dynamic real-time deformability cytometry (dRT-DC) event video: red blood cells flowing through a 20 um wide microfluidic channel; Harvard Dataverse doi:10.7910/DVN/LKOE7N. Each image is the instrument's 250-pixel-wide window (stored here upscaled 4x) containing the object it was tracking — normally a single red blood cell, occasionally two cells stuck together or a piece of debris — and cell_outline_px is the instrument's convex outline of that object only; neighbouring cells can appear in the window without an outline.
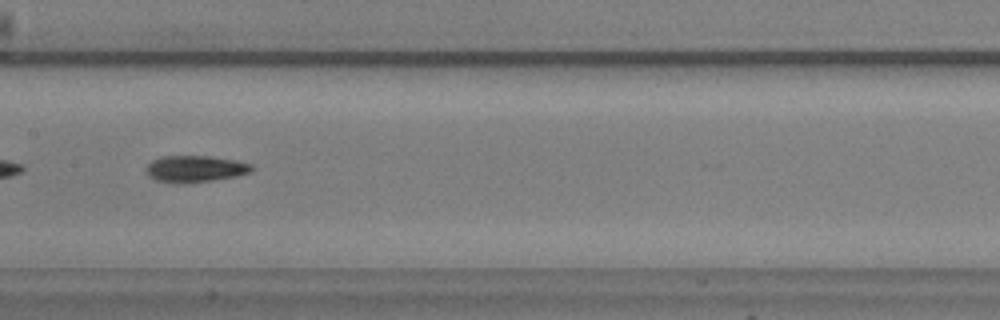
{"species": "common noctule bat (a hibernating species)", "species_latin": "Nyctalus noctula", "temperature_condition": "warm", "stored_images_in_passage": 41, "camera_frame_rate_fps": 3000, "um_per_image_px": 0.085, "animal": {"sex": "male", "body_mass_g": 20.5, "forearm_length_mm": 52.5}, "frame": {"image": 1, "passage_image": 12, "time_ms": 3.667, "image_size_px": [1000, 320], "cell_outline_px": [[252, 172], [236, 176], [212, 180], [184, 184], [176, 184], [156, 180], [148, 176], [144, 172], [144, 168], [152, 160], [160, 156], [212, 156], [236, 160], [252, 164]], "centroid_in_image_um": [16.54, 14.35], "position_along_channel_um": 190.9, "area_um2": 16.7}}
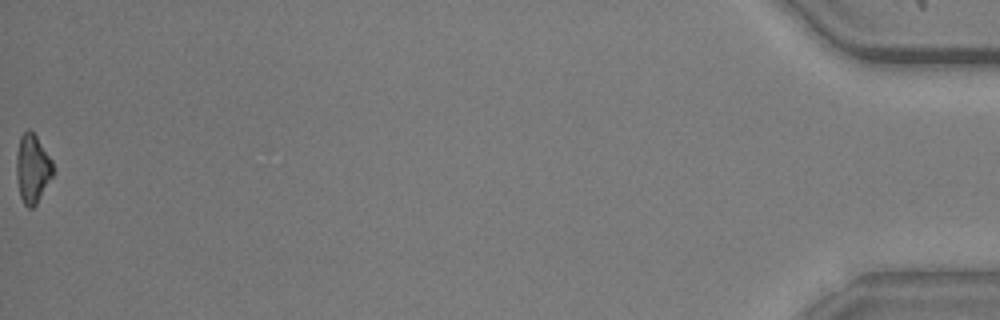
{"frame": {"image": 2, "passage_image": 41, "time_ms": 13.333, "image_size_px": [1000, 320], "cell_outline_px": [[56, 172], [36, 204], [32, 208], [28, 208], [24, 204], [20, 196], [16, 176], [16, 156], [20, 136], [28, 128], [36, 136], [52, 160]], "centroid_in_image_um": [2.78, 14.34], "position_along_channel_um": 432.4, "area_um2": 14.85}, "authors_computed_cell_mechanics": {"area_um2": 15.7794, "velocity_mm_per_s": 3.6005, "shape_relaxation_time_tau1_ms": 8.421, "shape_relaxation_time_tau2_ms": 5.0932, "deformation_change_tau1": 0.206, "deformation_change_tau2": 0.1178}}